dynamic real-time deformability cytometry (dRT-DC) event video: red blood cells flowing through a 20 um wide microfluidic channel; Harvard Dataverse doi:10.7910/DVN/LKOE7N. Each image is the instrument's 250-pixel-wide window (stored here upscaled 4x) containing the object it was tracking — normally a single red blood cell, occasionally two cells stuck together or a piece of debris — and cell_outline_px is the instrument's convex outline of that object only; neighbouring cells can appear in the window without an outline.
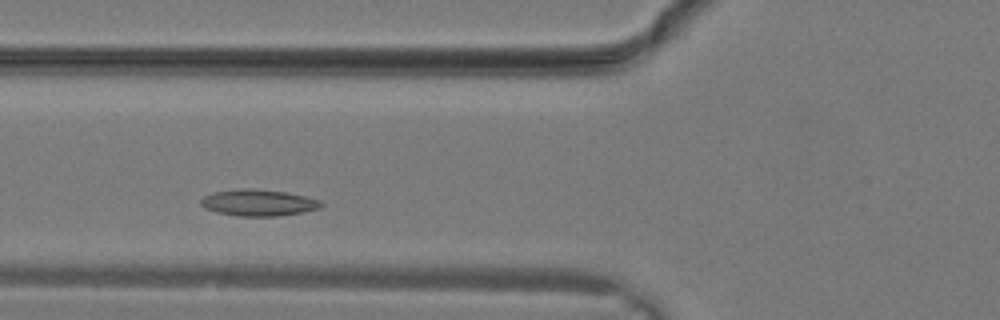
{"species": "common noctule bat (a hibernating species)", "species_latin": "Nyctalus noctula", "temperature_condition": "warm", "stored_images_in_passage": 24, "camera_frame_rate_fps": 3000, "um_per_image_px": 0.085, "animal": {"sex": "male", "body_mass_g": 19.2, "forearm_length_mm": 51.8}, "frame": {"image": 1, "passage_image": 5, "time_ms": 1.333, "image_size_px": [1000, 320], "cell_outline_px": [[324, 204], [320, 208], [304, 212], [276, 216], [236, 216], [216, 212], [204, 208], [200, 204], [200, 200], [204, 196], [212, 192], [240, 188], [252, 188], [284, 192], [304, 196], [320, 200]], "centroid_in_image_um": [21.93, 17.23], "position_along_channel_um": 103.9, "area_um2": 18.67}}
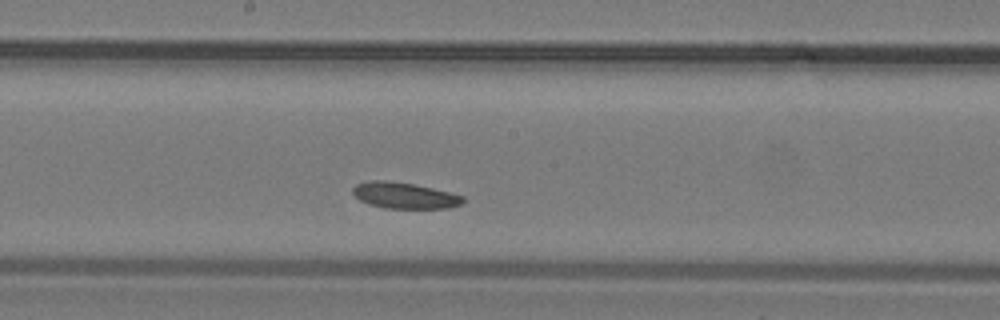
{"frame": {"image": 2, "passage_image": 10, "time_ms": 3.0, "image_size_px": [1000, 320], "cell_outline_px": [[464, 200], [460, 204], [448, 208], [384, 208], [368, 204], [360, 200], [352, 192], [352, 188], [356, 184], [368, 180], [388, 180], [412, 184], [432, 188], [464, 196]], "centroid_in_image_um": [34.33, 16.61], "position_along_channel_um": 213.9, "area_um2": 16.7}}
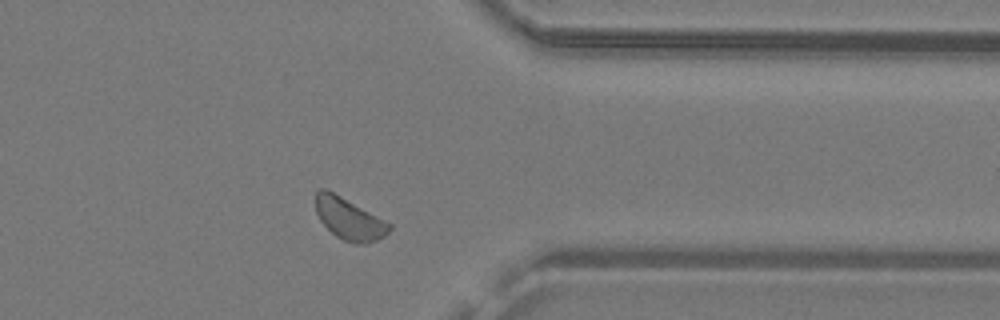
{"frame": {"image": 3, "passage_image": 18, "time_ms": 5.667, "image_size_px": [1000, 320], "cell_outline_px": [[392, 228], [384, 236], [376, 240], [364, 244], [352, 244], [336, 236], [320, 220], [316, 212], [316, 192], [320, 188], [324, 188], [340, 196], [392, 224]], "centroid_in_image_um": [29.68, 18.62], "position_along_channel_um": 381.7, "area_um2": 17.63}}